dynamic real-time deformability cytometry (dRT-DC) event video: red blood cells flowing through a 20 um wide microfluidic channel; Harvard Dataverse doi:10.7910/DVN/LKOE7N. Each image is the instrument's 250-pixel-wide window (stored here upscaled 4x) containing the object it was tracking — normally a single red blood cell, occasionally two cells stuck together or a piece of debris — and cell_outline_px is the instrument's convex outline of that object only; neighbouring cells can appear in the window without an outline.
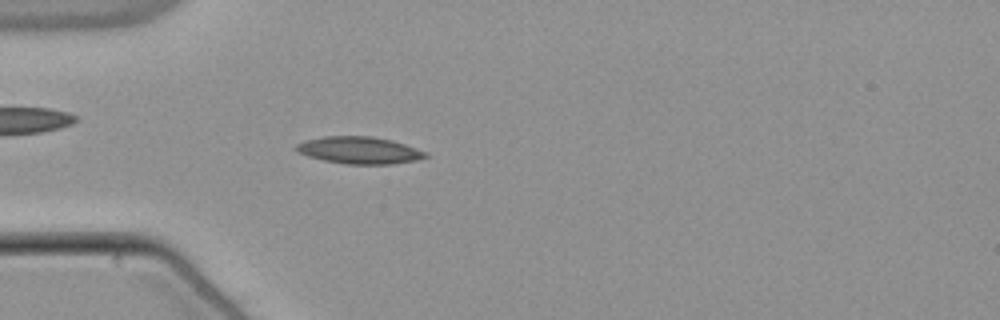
{"species": "common noctule bat (a hibernating species)", "species_latin": "Nyctalus noctula", "temperature_condition": "warm", "stored_images_in_passage": 55, "camera_frame_rate_fps": 3000, "um_per_image_px": 0.085, "animal": {"sex": "male", "body_mass_g": 21.5, "forearm_length_mm": 52.0}, "frame": {"image": 1, "passage_image": 17, "time_ms": 5.333, "image_size_px": [1000, 320], "cell_outline_px": [[428, 156], [416, 160], [392, 164], [344, 164], [324, 160], [308, 156], [300, 152], [296, 148], [296, 144], [304, 140], [324, 136], [372, 136], [392, 140], [428, 152]], "centroid_in_image_um": [30.56, 12.77], "position_along_channel_um": 54.4, "area_um2": 20.35}}
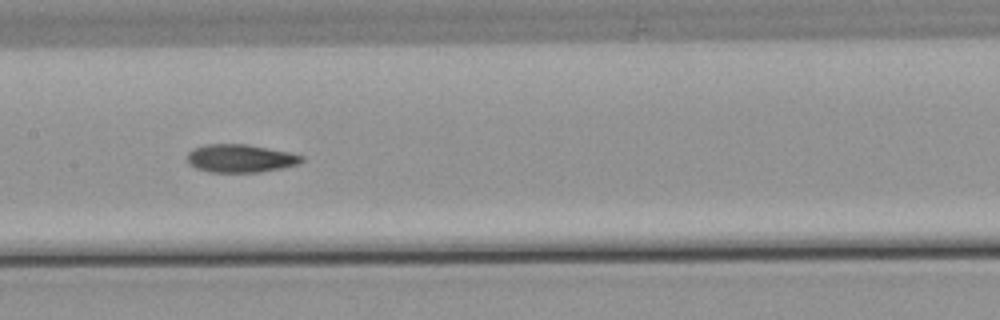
{"frame": {"image": 2, "passage_image": 28, "time_ms": 9.0, "image_size_px": [1000, 320], "cell_outline_px": [[304, 160], [296, 164], [280, 168], [260, 172], [208, 172], [196, 168], [188, 164], [188, 152], [192, 148], [204, 144], [244, 144], [288, 152], [304, 156]], "centroid_in_image_um": [20.38, 13.46], "position_along_channel_um": 187.0, "area_um2": 18.61}}
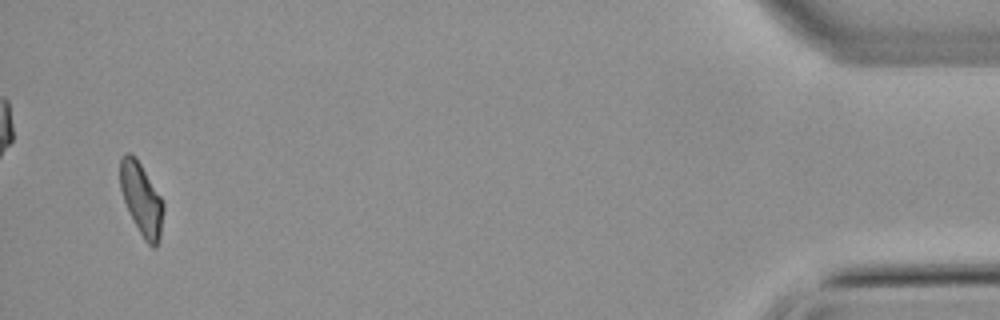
{"frame": {"image": 3, "passage_image": 53, "time_ms": 17.333, "image_size_px": [1000, 320], "cell_outline_px": [[164, 208], [160, 240], [156, 248], [152, 248], [144, 240], [124, 200], [120, 188], [120, 156], [128, 152], [132, 152], [140, 164], [160, 196], [164, 204]], "centroid_in_image_um": [12.03, 16.93], "position_along_channel_um": 423.2, "area_um2": 17.98}, "authors_computed_cell_mechanics": {"area_um2": 18.6694, "velocity_mm_per_s": 3.8282, "shape_relaxation_time_tau1_ms": 7.277, "shape_relaxation_time_tau2_ms": 3.557, "deformation_change_tau1": 0.1895, "deformation_change_tau2": 0.0998}}